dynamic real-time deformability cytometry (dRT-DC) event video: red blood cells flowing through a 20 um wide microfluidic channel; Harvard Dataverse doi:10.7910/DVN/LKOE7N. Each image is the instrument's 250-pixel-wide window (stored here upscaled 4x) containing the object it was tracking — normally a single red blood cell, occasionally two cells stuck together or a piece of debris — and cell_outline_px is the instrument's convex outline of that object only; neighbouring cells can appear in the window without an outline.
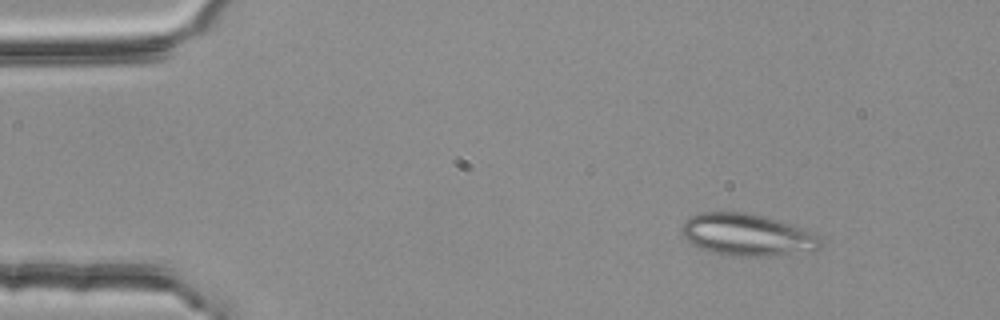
{"species": "common noctule bat (a hibernating species)", "species_latin": "Nyctalus noctula", "temperature_condition": "room temperature", "stored_images_in_passage": 4, "camera_frame_rate_fps": 3000, "um_per_image_px": 0.085, "animal": {"sex": "female", "body_mass_g": 25.1}, "frame": {"image": 1, "passage_image": 1, "time_ms": 0.0, "image_size_px": [1000, 320], "cell_outline_px": [[824, 244], [820, 248], [768, 256], [732, 256], [712, 252], [700, 248], [692, 244], [680, 232], [680, 224], [688, 216], [700, 212], [744, 212], [764, 216], [792, 224], [816, 232], [824, 236]], "centroid_in_image_um": [63.51, 19.94], "position_along_channel_um": 21.5, "area_um2": 34.45}}